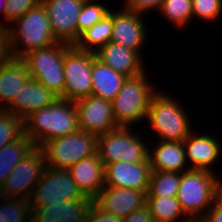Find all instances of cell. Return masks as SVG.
Wrapping results in <instances>:
<instances>
[{
  "mask_svg": "<svg viewBox=\"0 0 222 222\" xmlns=\"http://www.w3.org/2000/svg\"><path fill=\"white\" fill-rule=\"evenodd\" d=\"M79 130L77 108L74 101L58 98L52 105L33 112L24 120V134L35 147Z\"/></svg>",
  "mask_w": 222,
  "mask_h": 222,
  "instance_id": "1",
  "label": "cell"
},
{
  "mask_svg": "<svg viewBox=\"0 0 222 222\" xmlns=\"http://www.w3.org/2000/svg\"><path fill=\"white\" fill-rule=\"evenodd\" d=\"M7 31L9 52L14 58H21L31 50L45 48L58 42L43 3L34 6L15 20L7 27Z\"/></svg>",
  "mask_w": 222,
  "mask_h": 222,
  "instance_id": "2",
  "label": "cell"
},
{
  "mask_svg": "<svg viewBox=\"0 0 222 222\" xmlns=\"http://www.w3.org/2000/svg\"><path fill=\"white\" fill-rule=\"evenodd\" d=\"M222 193V179L215 172L190 169L181 173L177 199L184 213L198 222Z\"/></svg>",
  "mask_w": 222,
  "mask_h": 222,
  "instance_id": "3",
  "label": "cell"
},
{
  "mask_svg": "<svg viewBox=\"0 0 222 222\" xmlns=\"http://www.w3.org/2000/svg\"><path fill=\"white\" fill-rule=\"evenodd\" d=\"M148 77L145 71L140 75L127 77L123 83L112 101L113 115L118 126L135 127L134 124L146 121L151 99L159 90Z\"/></svg>",
  "mask_w": 222,
  "mask_h": 222,
  "instance_id": "4",
  "label": "cell"
},
{
  "mask_svg": "<svg viewBox=\"0 0 222 222\" xmlns=\"http://www.w3.org/2000/svg\"><path fill=\"white\" fill-rule=\"evenodd\" d=\"M181 104L164 90H158L153 95L146 121L160 141H184L194 130Z\"/></svg>",
  "mask_w": 222,
  "mask_h": 222,
  "instance_id": "5",
  "label": "cell"
},
{
  "mask_svg": "<svg viewBox=\"0 0 222 222\" xmlns=\"http://www.w3.org/2000/svg\"><path fill=\"white\" fill-rule=\"evenodd\" d=\"M71 46L56 42L45 48L31 50L21 57L27 66L30 77L36 79L61 99H64V53Z\"/></svg>",
  "mask_w": 222,
  "mask_h": 222,
  "instance_id": "6",
  "label": "cell"
},
{
  "mask_svg": "<svg viewBox=\"0 0 222 222\" xmlns=\"http://www.w3.org/2000/svg\"><path fill=\"white\" fill-rule=\"evenodd\" d=\"M132 129L119 126L98 136L97 153L104 166L117 161L138 163L149 159L148 143L140 132L132 133Z\"/></svg>",
  "mask_w": 222,
  "mask_h": 222,
  "instance_id": "7",
  "label": "cell"
},
{
  "mask_svg": "<svg viewBox=\"0 0 222 222\" xmlns=\"http://www.w3.org/2000/svg\"><path fill=\"white\" fill-rule=\"evenodd\" d=\"M41 148L45 153L46 166L69 169L78 161L97 154L98 135L77 130L49 140Z\"/></svg>",
  "mask_w": 222,
  "mask_h": 222,
  "instance_id": "8",
  "label": "cell"
},
{
  "mask_svg": "<svg viewBox=\"0 0 222 222\" xmlns=\"http://www.w3.org/2000/svg\"><path fill=\"white\" fill-rule=\"evenodd\" d=\"M89 198L85 196L72 180L68 169L46 166L40 180L35 185L29 199L32 211L36 207L49 206L67 200Z\"/></svg>",
  "mask_w": 222,
  "mask_h": 222,
  "instance_id": "9",
  "label": "cell"
},
{
  "mask_svg": "<svg viewBox=\"0 0 222 222\" xmlns=\"http://www.w3.org/2000/svg\"><path fill=\"white\" fill-rule=\"evenodd\" d=\"M95 53L72 45L64 53V100L77 101L92 95V65Z\"/></svg>",
  "mask_w": 222,
  "mask_h": 222,
  "instance_id": "10",
  "label": "cell"
},
{
  "mask_svg": "<svg viewBox=\"0 0 222 222\" xmlns=\"http://www.w3.org/2000/svg\"><path fill=\"white\" fill-rule=\"evenodd\" d=\"M45 168L44 150L41 147H35L16 164L2 184L3 197L29 200Z\"/></svg>",
  "mask_w": 222,
  "mask_h": 222,
  "instance_id": "11",
  "label": "cell"
},
{
  "mask_svg": "<svg viewBox=\"0 0 222 222\" xmlns=\"http://www.w3.org/2000/svg\"><path fill=\"white\" fill-rule=\"evenodd\" d=\"M85 0H42L55 39L69 45L77 42V22Z\"/></svg>",
  "mask_w": 222,
  "mask_h": 222,
  "instance_id": "12",
  "label": "cell"
},
{
  "mask_svg": "<svg viewBox=\"0 0 222 222\" xmlns=\"http://www.w3.org/2000/svg\"><path fill=\"white\" fill-rule=\"evenodd\" d=\"M74 103L77 108L79 130L99 136L119 127L113 115L111 101L89 95Z\"/></svg>",
  "mask_w": 222,
  "mask_h": 222,
  "instance_id": "13",
  "label": "cell"
},
{
  "mask_svg": "<svg viewBox=\"0 0 222 222\" xmlns=\"http://www.w3.org/2000/svg\"><path fill=\"white\" fill-rule=\"evenodd\" d=\"M147 17L143 14L126 10L123 7L115 10L113 12V27L110 41L138 51L143 56L141 52L148 38V30L145 25Z\"/></svg>",
  "mask_w": 222,
  "mask_h": 222,
  "instance_id": "14",
  "label": "cell"
},
{
  "mask_svg": "<svg viewBox=\"0 0 222 222\" xmlns=\"http://www.w3.org/2000/svg\"><path fill=\"white\" fill-rule=\"evenodd\" d=\"M152 169L150 160L138 163L117 161L105 165V186L148 191Z\"/></svg>",
  "mask_w": 222,
  "mask_h": 222,
  "instance_id": "15",
  "label": "cell"
},
{
  "mask_svg": "<svg viewBox=\"0 0 222 222\" xmlns=\"http://www.w3.org/2000/svg\"><path fill=\"white\" fill-rule=\"evenodd\" d=\"M147 191L104 186L93 199L103 211L123 219L146 205Z\"/></svg>",
  "mask_w": 222,
  "mask_h": 222,
  "instance_id": "16",
  "label": "cell"
},
{
  "mask_svg": "<svg viewBox=\"0 0 222 222\" xmlns=\"http://www.w3.org/2000/svg\"><path fill=\"white\" fill-rule=\"evenodd\" d=\"M183 145L190 169L214 172L212 166L222 155V143L216 136L192 131L184 139Z\"/></svg>",
  "mask_w": 222,
  "mask_h": 222,
  "instance_id": "17",
  "label": "cell"
},
{
  "mask_svg": "<svg viewBox=\"0 0 222 222\" xmlns=\"http://www.w3.org/2000/svg\"><path fill=\"white\" fill-rule=\"evenodd\" d=\"M57 99L49 89L30 77L5 110L24 121L33 112L52 105Z\"/></svg>",
  "mask_w": 222,
  "mask_h": 222,
  "instance_id": "18",
  "label": "cell"
},
{
  "mask_svg": "<svg viewBox=\"0 0 222 222\" xmlns=\"http://www.w3.org/2000/svg\"><path fill=\"white\" fill-rule=\"evenodd\" d=\"M95 55L111 69L126 77H134L146 71L141 54L118 43L108 42L95 52Z\"/></svg>",
  "mask_w": 222,
  "mask_h": 222,
  "instance_id": "19",
  "label": "cell"
},
{
  "mask_svg": "<svg viewBox=\"0 0 222 222\" xmlns=\"http://www.w3.org/2000/svg\"><path fill=\"white\" fill-rule=\"evenodd\" d=\"M93 202L90 198H79L36 207L32 211V222H86Z\"/></svg>",
  "mask_w": 222,
  "mask_h": 222,
  "instance_id": "20",
  "label": "cell"
},
{
  "mask_svg": "<svg viewBox=\"0 0 222 222\" xmlns=\"http://www.w3.org/2000/svg\"><path fill=\"white\" fill-rule=\"evenodd\" d=\"M68 170L81 192L90 199H94L105 186V166L98 153L78 161Z\"/></svg>",
  "mask_w": 222,
  "mask_h": 222,
  "instance_id": "21",
  "label": "cell"
},
{
  "mask_svg": "<svg viewBox=\"0 0 222 222\" xmlns=\"http://www.w3.org/2000/svg\"><path fill=\"white\" fill-rule=\"evenodd\" d=\"M153 148L149 146V160L152 170L184 172L186 167L185 148L183 141H159Z\"/></svg>",
  "mask_w": 222,
  "mask_h": 222,
  "instance_id": "22",
  "label": "cell"
},
{
  "mask_svg": "<svg viewBox=\"0 0 222 222\" xmlns=\"http://www.w3.org/2000/svg\"><path fill=\"white\" fill-rule=\"evenodd\" d=\"M30 74L21 58L10 57L0 65V109H5L26 84Z\"/></svg>",
  "mask_w": 222,
  "mask_h": 222,
  "instance_id": "23",
  "label": "cell"
},
{
  "mask_svg": "<svg viewBox=\"0 0 222 222\" xmlns=\"http://www.w3.org/2000/svg\"><path fill=\"white\" fill-rule=\"evenodd\" d=\"M126 79V76L114 71L94 55L92 65L93 96L112 102Z\"/></svg>",
  "mask_w": 222,
  "mask_h": 222,
  "instance_id": "24",
  "label": "cell"
},
{
  "mask_svg": "<svg viewBox=\"0 0 222 222\" xmlns=\"http://www.w3.org/2000/svg\"><path fill=\"white\" fill-rule=\"evenodd\" d=\"M113 27V10L98 23H95L91 28L82 32L74 44L77 49L97 52L102 46L110 42Z\"/></svg>",
  "mask_w": 222,
  "mask_h": 222,
  "instance_id": "25",
  "label": "cell"
},
{
  "mask_svg": "<svg viewBox=\"0 0 222 222\" xmlns=\"http://www.w3.org/2000/svg\"><path fill=\"white\" fill-rule=\"evenodd\" d=\"M35 148L31 138L23 134L19 139L0 149V186L13 168Z\"/></svg>",
  "mask_w": 222,
  "mask_h": 222,
  "instance_id": "26",
  "label": "cell"
},
{
  "mask_svg": "<svg viewBox=\"0 0 222 222\" xmlns=\"http://www.w3.org/2000/svg\"><path fill=\"white\" fill-rule=\"evenodd\" d=\"M148 207L155 222H193L182 210V207L175 197H147Z\"/></svg>",
  "mask_w": 222,
  "mask_h": 222,
  "instance_id": "27",
  "label": "cell"
},
{
  "mask_svg": "<svg viewBox=\"0 0 222 222\" xmlns=\"http://www.w3.org/2000/svg\"><path fill=\"white\" fill-rule=\"evenodd\" d=\"M180 181V172L152 170L147 197H175Z\"/></svg>",
  "mask_w": 222,
  "mask_h": 222,
  "instance_id": "28",
  "label": "cell"
},
{
  "mask_svg": "<svg viewBox=\"0 0 222 222\" xmlns=\"http://www.w3.org/2000/svg\"><path fill=\"white\" fill-rule=\"evenodd\" d=\"M175 28H187L192 19V0H164L157 11Z\"/></svg>",
  "mask_w": 222,
  "mask_h": 222,
  "instance_id": "29",
  "label": "cell"
},
{
  "mask_svg": "<svg viewBox=\"0 0 222 222\" xmlns=\"http://www.w3.org/2000/svg\"><path fill=\"white\" fill-rule=\"evenodd\" d=\"M0 222H32L29 200L3 197L0 200Z\"/></svg>",
  "mask_w": 222,
  "mask_h": 222,
  "instance_id": "30",
  "label": "cell"
},
{
  "mask_svg": "<svg viewBox=\"0 0 222 222\" xmlns=\"http://www.w3.org/2000/svg\"><path fill=\"white\" fill-rule=\"evenodd\" d=\"M24 134V121L16 114L0 109V149Z\"/></svg>",
  "mask_w": 222,
  "mask_h": 222,
  "instance_id": "31",
  "label": "cell"
},
{
  "mask_svg": "<svg viewBox=\"0 0 222 222\" xmlns=\"http://www.w3.org/2000/svg\"><path fill=\"white\" fill-rule=\"evenodd\" d=\"M96 1V0H95ZM85 0L77 22V40L82 32L101 21L111 10L103 3Z\"/></svg>",
  "mask_w": 222,
  "mask_h": 222,
  "instance_id": "32",
  "label": "cell"
},
{
  "mask_svg": "<svg viewBox=\"0 0 222 222\" xmlns=\"http://www.w3.org/2000/svg\"><path fill=\"white\" fill-rule=\"evenodd\" d=\"M222 17V0H192V19L215 23Z\"/></svg>",
  "mask_w": 222,
  "mask_h": 222,
  "instance_id": "33",
  "label": "cell"
},
{
  "mask_svg": "<svg viewBox=\"0 0 222 222\" xmlns=\"http://www.w3.org/2000/svg\"><path fill=\"white\" fill-rule=\"evenodd\" d=\"M6 9L4 12V21L0 19V26L9 27L15 20L22 17L34 6L42 3V0H6Z\"/></svg>",
  "mask_w": 222,
  "mask_h": 222,
  "instance_id": "34",
  "label": "cell"
},
{
  "mask_svg": "<svg viewBox=\"0 0 222 222\" xmlns=\"http://www.w3.org/2000/svg\"><path fill=\"white\" fill-rule=\"evenodd\" d=\"M164 0H124L123 8L146 16L150 10L158 11Z\"/></svg>",
  "mask_w": 222,
  "mask_h": 222,
  "instance_id": "35",
  "label": "cell"
},
{
  "mask_svg": "<svg viewBox=\"0 0 222 222\" xmlns=\"http://www.w3.org/2000/svg\"><path fill=\"white\" fill-rule=\"evenodd\" d=\"M86 222H122V219L101 210L94 202L87 215Z\"/></svg>",
  "mask_w": 222,
  "mask_h": 222,
  "instance_id": "36",
  "label": "cell"
},
{
  "mask_svg": "<svg viewBox=\"0 0 222 222\" xmlns=\"http://www.w3.org/2000/svg\"><path fill=\"white\" fill-rule=\"evenodd\" d=\"M198 222H222V193Z\"/></svg>",
  "mask_w": 222,
  "mask_h": 222,
  "instance_id": "37",
  "label": "cell"
},
{
  "mask_svg": "<svg viewBox=\"0 0 222 222\" xmlns=\"http://www.w3.org/2000/svg\"><path fill=\"white\" fill-rule=\"evenodd\" d=\"M122 222H155L148 207L145 205L140 209L134 210L122 219Z\"/></svg>",
  "mask_w": 222,
  "mask_h": 222,
  "instance_id": "38",
  "label": "cell"
},
{
  "mask_svg": "<svg viewBox=\"0 0 222 222\" xmlns=\"http://www.w3.org/2000/svg\"><path fill=\"white\" fill-rule=\"evenodd\" d=\"M10 57L8 31L6 27L0 26V65Z\"/></svg>",
  "mask_w": 222,
  "mask_h": 222,
  "instance_id": "39",
  "label": "cell"
},
{
  "mask_svg": "<svg viewBox=\"0 0 222 222\" xmlns=\"http://www.w3.org/2000/svg\"><path fill=\"white\" fill-rule=\"evenodd\" d=\"M6 4H7L6 0H0V13L3 16V20H4V12H5V9H6Z\"/></svg>",
  "mask_w": 222,
  "mask_h": 222,
  "instance_id": "40",
  "label": "cell"
},
{
  "mask_svg": "<svg viewBox=\"0 0 222 222\" xmlns=\"http://www.w3.org/2000/svg\"><path fill=\"white\" fill-rule=\"evenodd\" d=\"M3 198V194H2V188L0 186V200Z\"/></svg>",
  "mask_w": 222,
  "mask_h": 222,
  "instance_id": "41",
  "label": "cell"
}]
</instances>
